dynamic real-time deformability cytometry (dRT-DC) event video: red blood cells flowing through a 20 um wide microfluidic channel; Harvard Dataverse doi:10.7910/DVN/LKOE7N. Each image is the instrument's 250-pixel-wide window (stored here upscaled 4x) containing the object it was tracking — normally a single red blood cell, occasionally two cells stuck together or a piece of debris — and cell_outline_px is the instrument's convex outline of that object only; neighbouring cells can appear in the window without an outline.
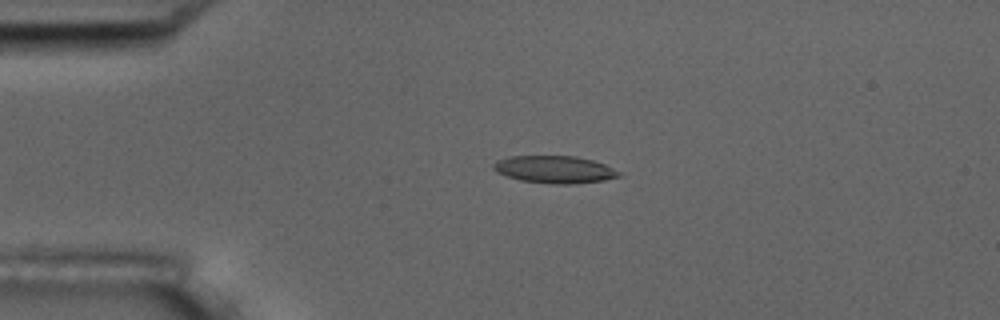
{"species": "common noctule bat (a hibernating species)", "species_latin": "Nyctalus noctula", "temperature_condition": "room temperature", "stored_images_in_passage": 3, "camera_frame_rate_fps": 3000, "um_per_image_px": 0.085, "animal": {"sex": "male", "body_mass_g": 17.5, "forearm_length_mm": 52.3}, "frame": {"image": 1, "passage_image": 2, "time_ms": 2.0, "image_size_px": [1000, 320], "cell_outline_px": [[620, 176], [604, 180], [572, 184], [552, 184], [520, 180], [496, 172], [492, 168], [492, 164], [496, 160], [508, 156], [576, 156], [592, 160], [604, 164], [620, 172]], "centroid_in_image_um": [47.1, 14.4], "position_along_channel_um": 37.9, "area_um2": 20.0}}